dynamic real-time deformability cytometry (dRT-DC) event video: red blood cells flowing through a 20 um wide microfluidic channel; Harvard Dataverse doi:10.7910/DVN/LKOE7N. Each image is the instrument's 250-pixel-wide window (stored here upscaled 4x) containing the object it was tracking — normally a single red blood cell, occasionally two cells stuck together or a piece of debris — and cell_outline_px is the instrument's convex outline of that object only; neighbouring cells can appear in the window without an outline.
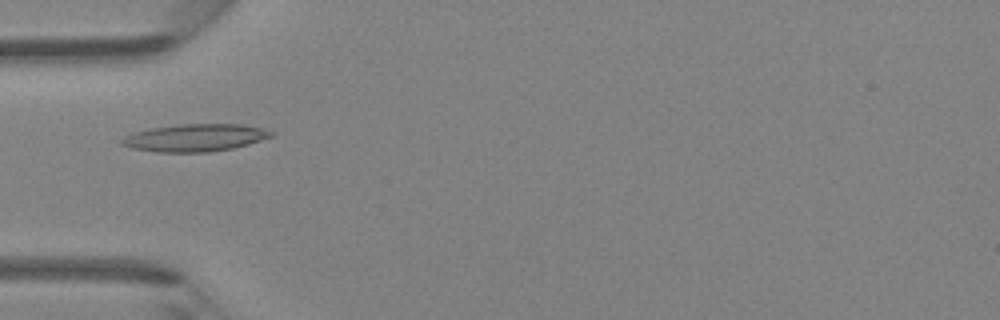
{"species": "Egyptian fruit bat (a non-hibernating species)", "species_latin": "Rousettus aegyptiacus", "temperature_condition": "room temperature", "stored_images_in_passage": 33, "camera_frame_rate_fps": 3000, "um_per_image_px": 0.085, "animal": {"sex": "female"}, "frame": {"image": 1, "passage_image": 2, "time_ms": 0.333, "image_size_px": [1000, 320], "cell_outline_px": [[276, 136], [248, 144], [232, 148], [208, 152], [156, 152], [132, 148], [120, 144], [120, 140], [124, 136], [148, 128], [180, 124], [240, 124], [260, 128], [276, 132]], "centroid_in_image_um": [16.59, 11.7], "position_along_channel_um": 68.4, "area_um2": 23.99}}
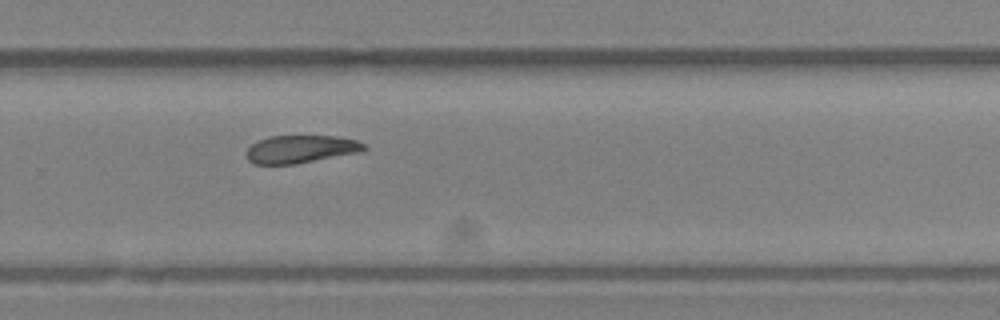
{"frame": {"image": 2, "passage_image": 18, "time_ms": 5.667, "image_size_px": [1000, 320], "cell_outline_px": [[368, 148], [360, 152], [296, 164], [256, 164], [248, 160], [244, 152], [256, 140], [268, 136], [336, 136], [356, 140], [364, 144]], "centroid_in_image_um": [25.53, 12.67], "position_along_channel_um": 304.3, "area_um2": 19.19}}
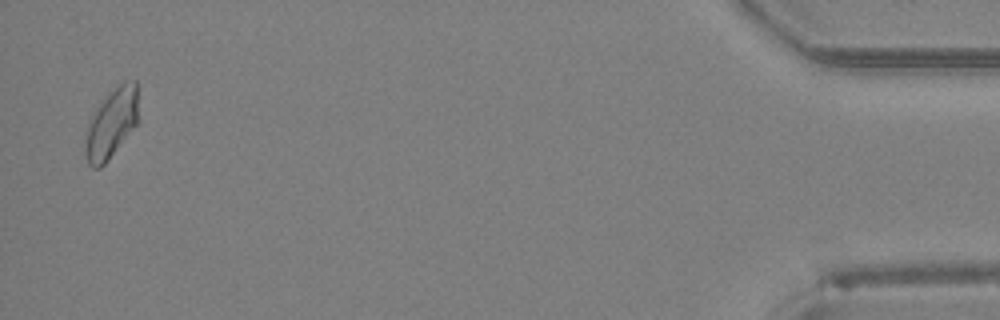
{"frame": {"image": 3, "passage_image": 32, "time_ms": 10.333, "image_size_px": [1000, 320], "cell_outline_px": [[140, 120], [104, 164], [100, 168], [92, 168], [88, 164], [84, 148], [84, 140], [88, 120], [96, 108], [108, 92], [124, 80], [136, 80]], "centroid_in_image_um": [9.48, 10.45], "position_along_channel_um": 425.7, "area_um2": 21.96}}